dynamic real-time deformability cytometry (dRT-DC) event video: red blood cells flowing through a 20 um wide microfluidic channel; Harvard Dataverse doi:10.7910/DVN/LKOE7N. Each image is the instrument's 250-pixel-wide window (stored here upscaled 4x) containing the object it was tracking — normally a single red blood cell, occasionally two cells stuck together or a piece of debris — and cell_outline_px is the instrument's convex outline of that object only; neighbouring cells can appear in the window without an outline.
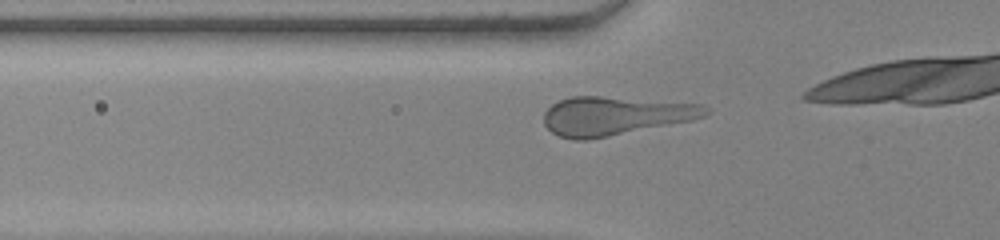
{"species": "human", "species_latin": "Homo sapiens", "temperature_condition": "warm", "stored_images_in_passage": 14, "camera_frame_rate_fps": 3000, "um_per_image_px": 0.085, "donor": {"sex": "female"}, "frame": {"image": 1, "passage_image": 2, "time_ms": 0.333, "image_size_px": [1000, 240], "cell_outline_px": [[708, 112], [704, 116], [692, 120], [588, 140], [576, 140], [560, 136], [552, 132], [544, 124], [544, 112], [552, 104], [560, 100], [572, 96], [600, 96], [700, 104], [708, 108]], "centroid_in_image_um": [52.23, 9.84], "position_along_channel_um": 73.6, "area_um2": 36.01}}
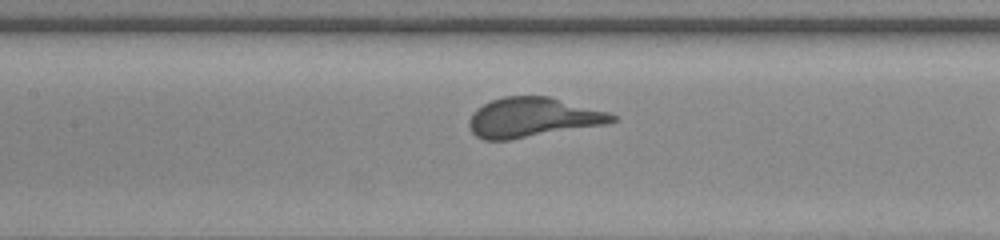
{"frame": {"image": 2, "passage_image": 9, "time_ms": 2.667, "image_size_px": [1000, 240], "cell_outline_px": [[620, 120], [608, 124], [512, 140], [484, 140], [476, 136], [472, 132], [468, 124], [468, 120], [472, 112], [484, 104], [492, 100], [504, 96], [548, 96], [608, 112], [616, 116]], "centroid_in_image_um": [45.29, 10.0], "position_along_channel_um": 162.1, "area_um2": 33.29}}
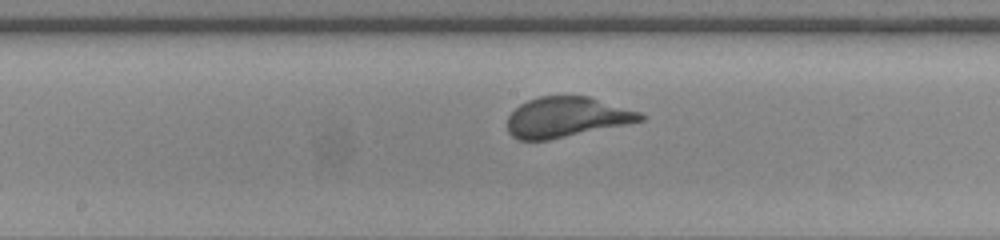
{"frame": {"image": 3, "passage_image": 12, "time_ms": 3.667, "image_size_px": [1000, 240], "cell_outline_px": [[644, 120], [548, 140], [520, 140], [512, 136], [508, 132], [508, 116], [520, 104], [528, 100], [540, 96], [588, 96], [640, 112], [644, 116]], "centroid_in_image_um": [48.12, 9.95], "position_along_channel_um": 200.1, "area_um2": 30.75}}